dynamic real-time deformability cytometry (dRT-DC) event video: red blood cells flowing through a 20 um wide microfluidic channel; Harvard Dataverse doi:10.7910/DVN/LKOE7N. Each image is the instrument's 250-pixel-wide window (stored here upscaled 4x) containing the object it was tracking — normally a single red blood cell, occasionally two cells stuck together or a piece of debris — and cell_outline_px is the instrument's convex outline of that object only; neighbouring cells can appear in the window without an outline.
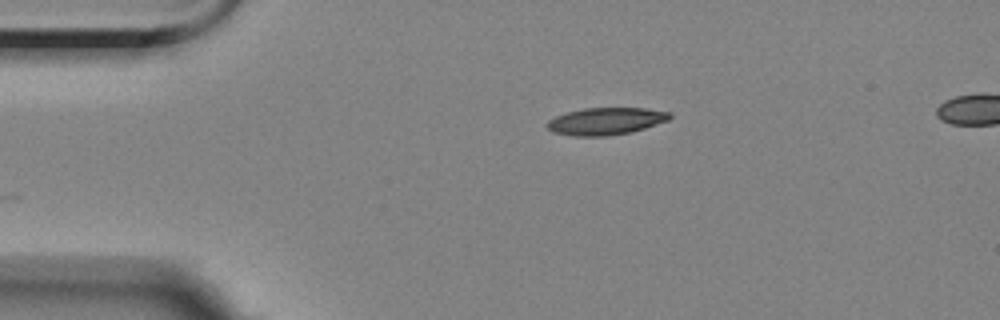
{"species": "Egyptian fruit bat (a non-hibernating species)", "species_latin": "Rousettus aegyptiacus", "temperature_condition": "room temperature", "stored_images_in_passage": 3, "camera_frame_rate_fps": 3000, "um_per_image_px": 0.085, "animal": {"sex": "female"}, "frame": {"image": 1, "passage_image": 3, "time_ms": 2.333, "image_size_px": [1000, 320], "cell_outline_px": [[672, 116], [668, 120], [632, 132], [608, 136], [572, 136], [552, 132], [544, 124], [548, 120], [556, 116], [568, 112], [584, 108], [644, 108], [672, 112]], "centroid_in_image_um": [51.48, 10.3], "position_along_channel_um": 33.5, "area_um2": 19.54}}